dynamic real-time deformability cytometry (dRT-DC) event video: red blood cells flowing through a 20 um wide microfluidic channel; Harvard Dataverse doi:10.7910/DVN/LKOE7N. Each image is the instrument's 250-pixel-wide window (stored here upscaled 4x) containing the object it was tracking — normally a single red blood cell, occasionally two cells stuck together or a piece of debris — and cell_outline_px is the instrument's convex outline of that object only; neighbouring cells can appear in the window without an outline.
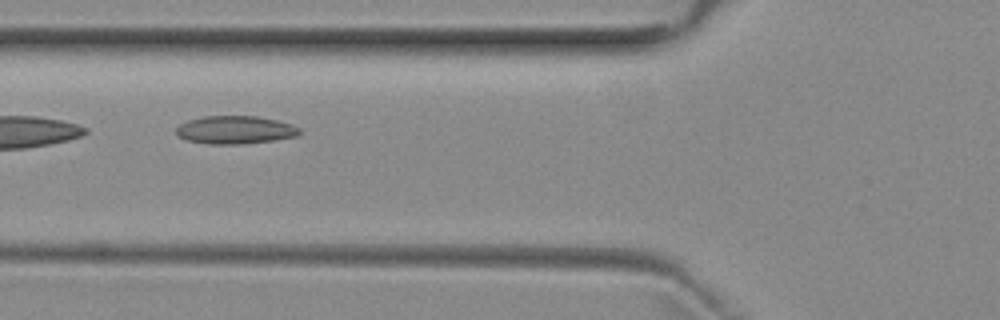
{"species": "common noctule bat (a hibernating species)", "species_latin": "Nyctalus noctula", "temperature_condition": "room temperature", "stored_images_in_passage": 7, "camera_frame_rate_fps": 3000, "um_per_image_px": 0.085, "animal": {"sex": "female", "body_mass_g": 29.2, "forearm_length_mm": 56.3}, "frame": {"image": 1, "passage_image": 4, "time_ms": 3.333, "image_size_px": [1000, 320], "cell_outline_px": [[300, 136], [244, 144], [208, 144], [188, 140], [180, 136], [176, 132], [176, 128], [180, 124], [188, 120], [204, 116], [256, 116], [276, 120], [292, 124], [300, 128]], "centroid_in_image_um": [20.02, 11.04], "position_along_channel_um": 105.8, "area_um2": 20.11}}
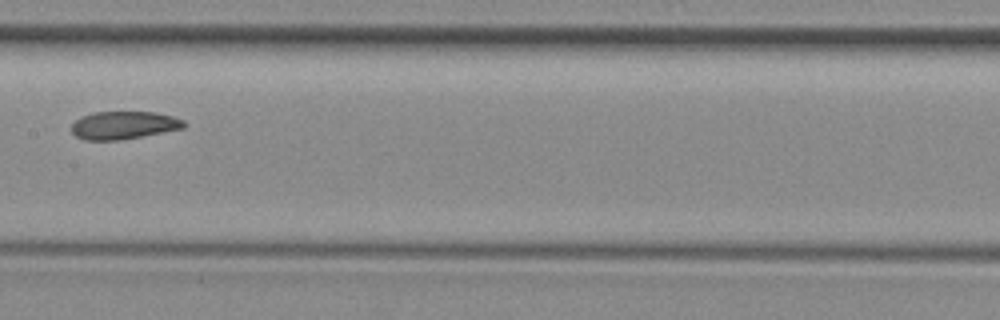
{"frame": {"image": 2, "passage_image": 6, "time_ms": 5.667, "image_size_px": [1000, 320], "cell_outline_px": [[184, 128], [120, 140], [84, 140], [76, 136], [72, 132], [72, 124], [80, 116], [92, 112], [156, 112], [172, 116], [184, 120]], "centroid_in_image_um": [10.49, 10.64], "position_along_channel_um": 196.9, "area_um2": 18.21}}
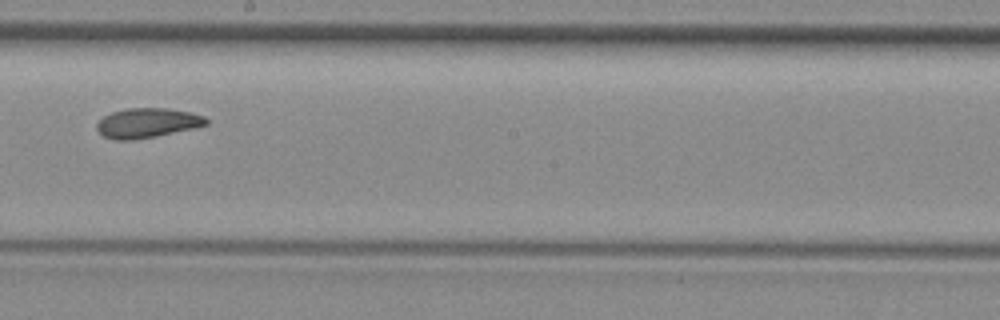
{"frame": {"image": 3, "passage_image": 7, "time_ms": 6.667, "image_size_px": [1000, 320], "cell_outline_px": [[208, 124], [192, 128], [156, 136], [132, 140], [116, 140], [104, 136], [96, 128], [96, 124], [104, 116], [112, 112], [128, 108], [168, 108], [192, 112], [204, 116], [208, 120]], "centroid_in_image_um": [12.52, 10.44], "position_along_channel_um": 235.7, "area_um2": 18.79}}